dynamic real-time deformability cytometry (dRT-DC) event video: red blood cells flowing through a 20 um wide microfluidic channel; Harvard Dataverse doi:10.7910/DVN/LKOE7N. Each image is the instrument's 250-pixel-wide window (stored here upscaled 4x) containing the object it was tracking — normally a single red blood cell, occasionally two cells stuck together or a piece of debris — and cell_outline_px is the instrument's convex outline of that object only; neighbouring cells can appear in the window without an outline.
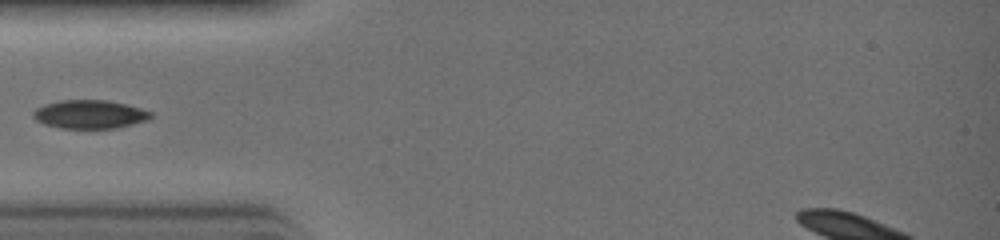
{"species": "common noctule bat (a hibernating species)", "species_latin": "Nyctalus noctula", "temperature_condition": "warm", "stored_images_in_passage": 23, "camera_frame_rate_fps": 3000, "um_per_image_px": 0.085, "animal": {"sex": "female", "body_mass_g": 19.0, "forearm_length_mm": 51.5}, "frame": {"image": 1, "passage_image": 1, "time_ms": 0.0, "image_size_px": [1000, 240], "cell_outline_px": [[152, 116], [148, 120], [116, 128], [60, 128], [44, 124], [36, 120], [32, 116], [32, 112], [36, 108], [44, 104], [60, 100], [108, 100], [128, 104], [152, 112]], "centroid_in_image_um": [7.62, 9.71], "position_along_channel_um": 77.4, "area_um2": 19.65}}
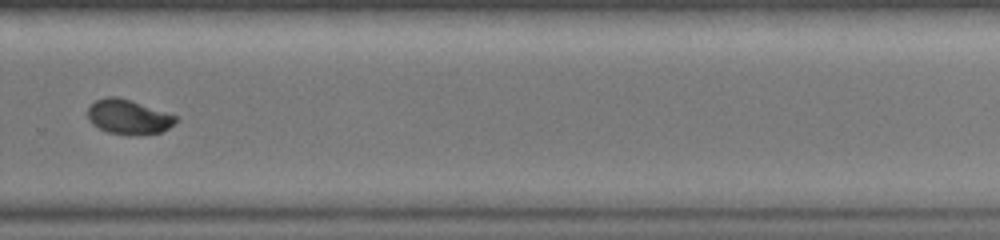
{"frame": {"image": 2, "passage_image": 13, "time_ms": 4.0, "image_size_px": [1000, 240], "cell_outline_px": [[180, 120], [168, 128], [160, 132], [140, 136], [128, 136], [108, 132], [92, 124], [88, 120], [88, 108], [96, 100], [104, 96], [116, 96], [180, 116]], "centroid_in_image_um": [10.95, 9.96], "position_along_channel_um": 318.8, "area_um2": 18.09}}
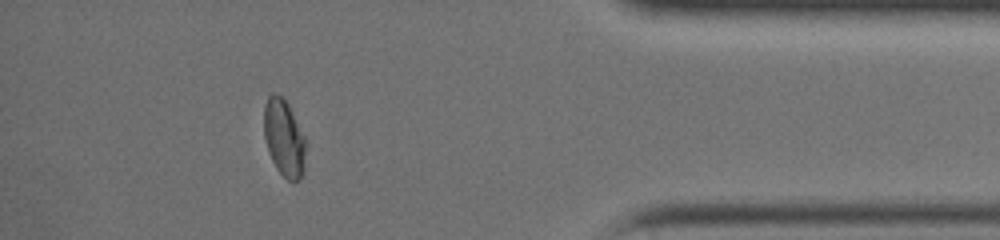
{"frame": {"image": 3, "passage_image": 19, "time_ms": 6.0, "image_size_px": [1000, 240], "cell_outline_px": [[308, 144], [304, 172], [300, 180], [288, 180], [276, 168], [268, 152], [264, 136], [264, 104], [268, 96], [272, 92], [276, 92], [284, 96], [308, 140]], "centroid_in_image_um": [24.19, 11.7], "position_along_channel_um": 411.0, "area_um2": 19.59}}